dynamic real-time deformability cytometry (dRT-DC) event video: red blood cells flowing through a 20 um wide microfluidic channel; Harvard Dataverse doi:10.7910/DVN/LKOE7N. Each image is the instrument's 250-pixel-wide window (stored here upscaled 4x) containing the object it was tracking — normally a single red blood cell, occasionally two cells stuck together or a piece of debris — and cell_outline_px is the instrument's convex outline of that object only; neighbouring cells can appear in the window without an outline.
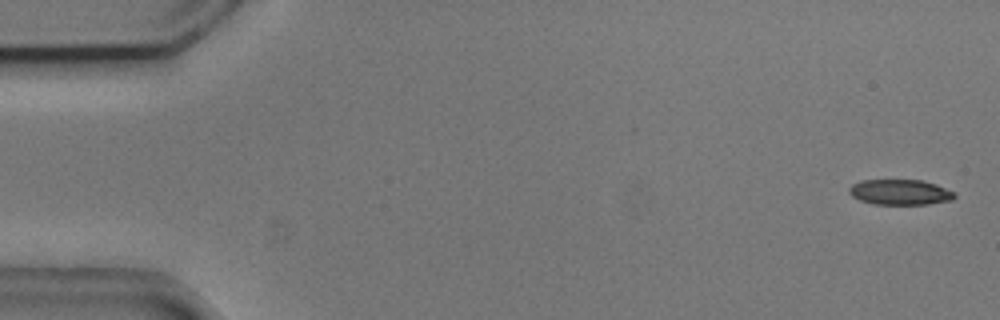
{"species": "common noctule bat (a hibernating species)", "species_latin": "Nyctalus noctula", "temperature_condition": "cold", "stored_images_in_passage": 5, "camera_frame_rate_fps": 3000, "um_per_image_px": 0.085, "animal": {"sex": "male", "body_mass_g": 20.5, "forearm_length_mm": 52.5}, "frame": {"image": 1, "passage_image": 1, "time_ms": 0.0, "image_size_px": [1000, 320], "cell_outline_px": [[956, 196], [952, 200], [928, 204], [872, 204], [860, 200], [852, 196], [848, 192], [848, 188], [852, 184], [860, 180], [920, 180], [936, 184], [956, 192]], "centroid_in_image_um": [76.5, 16.33], "position_along_channel_um": 8.5, "area_um2": 15.72}}